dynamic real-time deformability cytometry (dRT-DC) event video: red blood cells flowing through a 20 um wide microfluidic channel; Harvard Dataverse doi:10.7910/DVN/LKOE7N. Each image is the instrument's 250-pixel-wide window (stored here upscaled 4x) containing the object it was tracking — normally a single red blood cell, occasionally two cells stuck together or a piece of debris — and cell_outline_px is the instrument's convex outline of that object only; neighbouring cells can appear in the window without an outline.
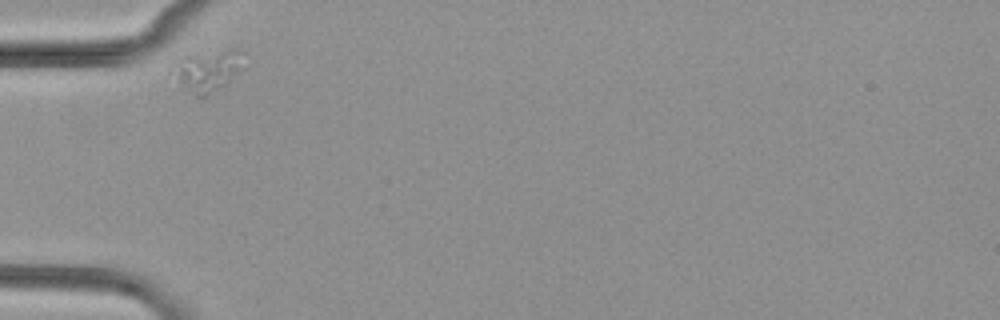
{"species": "common noctule bat (a hibernating species)", "species_latin": "Nyctalus noctula", "temperature_condition": "cold", "stored_images_in_passage": 2, "camera_frame_rate_fps": 3000, "um_per_image_px": 0.085, "animal": {"sex": "female", "body_mass_g": 29.2, "forearm_length_mm": 56.3}, "frame": {"image": 1, "passage_image": 1, "time_ms": 0.0, "image_size_px": [1000, 320], "cell_outline_px": [[244, 52], [240, 68], [224, 84], [200, 100], [180, 84], [168, 72], [172, 60], [176, 56], [232, 48], [236, 48]], "centroid_in_image_um": [17.49, 5.95], "position_along_channel_um": 67.5, "area_um2": 17.63}}